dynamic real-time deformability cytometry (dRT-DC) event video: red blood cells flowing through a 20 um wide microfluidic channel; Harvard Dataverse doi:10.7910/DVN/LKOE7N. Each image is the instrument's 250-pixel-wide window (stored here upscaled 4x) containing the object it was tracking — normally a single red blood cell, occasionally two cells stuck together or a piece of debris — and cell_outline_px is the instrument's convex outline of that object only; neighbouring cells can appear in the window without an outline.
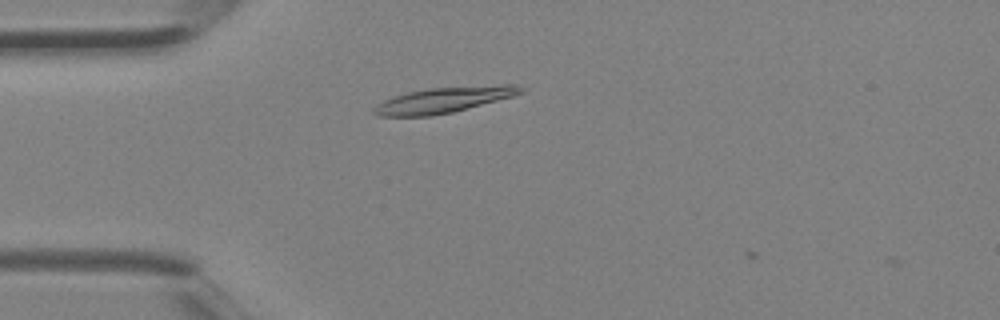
{"species": "Egyptian fruit bat (a non-hibernating species)", "species_latin": "Rousettus aegyptiacus", "temperature_condition": "room temperature", "stored_images_in_passage": 2, "camera_frame_rate_fps": 3000, "um_per_image_px": 0.085, "animal": {"sex": "female"}, "frame": {"image": 1, "passage_image": 2, "time_ms": 0.333, "image_size_px": [1000, 320], "cell_outline_px": [[524, 92], [512, 96], [452, 112], [432, 116], [376, 116], [372, 112], [372, 108], [376, 104], [384, 100], [408, 92], [428, 88], [504, 84], [516, 84], [524, 88]], "centroid_in_image_um": [37.7, 8.49], "position_along_channel_um": 47.3, "area_um2": 21.85}}